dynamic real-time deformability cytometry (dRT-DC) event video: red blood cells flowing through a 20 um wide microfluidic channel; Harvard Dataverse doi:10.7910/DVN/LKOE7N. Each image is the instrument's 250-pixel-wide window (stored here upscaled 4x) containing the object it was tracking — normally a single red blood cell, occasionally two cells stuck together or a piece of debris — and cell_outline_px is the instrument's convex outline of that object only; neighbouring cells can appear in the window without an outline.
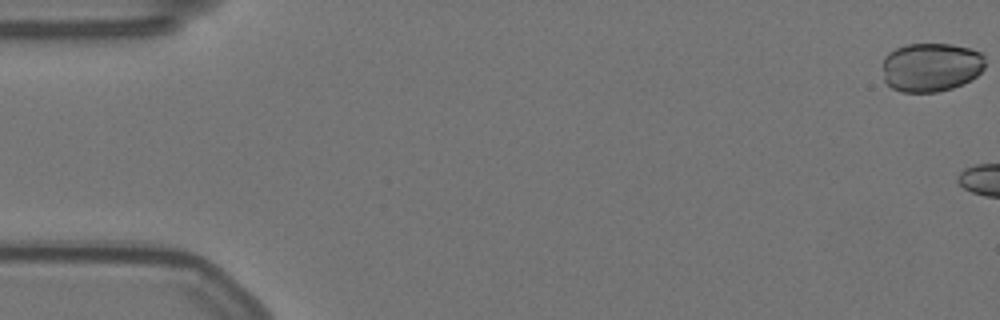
{"species": "Egyptian fruit bat (a non-hibernating species)", "species_latin": "Rousettus aegyptiacus", "temperature_condition": "warm", "stored_images_in_passage": 8, "camera_frame_rate_fps": 3000, "um_per_image_px": 0.085, "animal": {"sex": "female"}, "frame": {"image": 1, "passage_image": 1, "time_ms": 0.0, "image_size_px": [1000, 320], "cell_outline_px": [[984, 68], [972, 80], [964, 84], [952, 88], [936, 92], [900, 92], [892, 88], [884, 80], [880, 64], [884, 56], [888, 52], [896, 48], [908, 44], [952, 44], [968, 48], [980, 52], [984, 56]], "centroid_in_image_um": [79.09, 5.71], "position_along_channel_um": 5.9, "area_um2": 29.71}}